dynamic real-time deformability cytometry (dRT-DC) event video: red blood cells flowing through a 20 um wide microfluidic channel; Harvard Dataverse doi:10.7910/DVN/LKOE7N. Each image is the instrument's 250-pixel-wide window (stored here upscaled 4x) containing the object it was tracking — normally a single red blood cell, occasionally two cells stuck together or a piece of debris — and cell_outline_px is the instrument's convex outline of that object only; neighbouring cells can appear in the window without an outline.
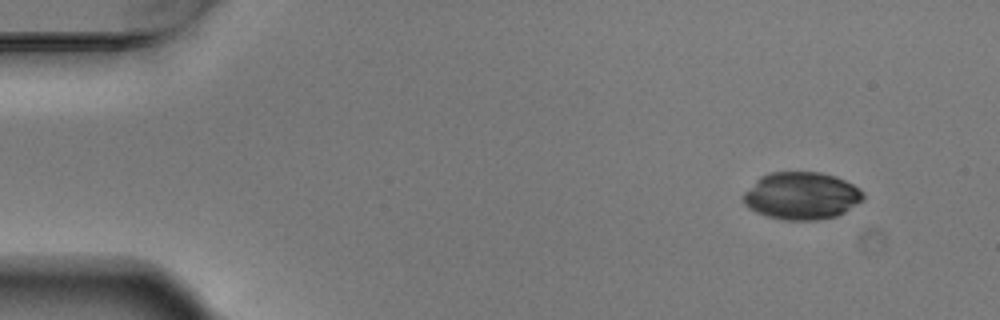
{"species": "Egyptian fruit bat (a non-hibernating species)", "species_latin": "Rousettus aegyptiacus", "temperature_condition": "warm", "stored_images_in_passage": 4, "camera_frame_rate_fps": 3000, "um_per_image_px": 0.085, "animal": {"sex": "male"}, "frame": {"image": 1, "passage_image": 1, "time_ms": 0.0, "image_size_px": [1000, 320], "cell_outline_px": [[864, 200], [844, 212], [836, 216], [816, 220], [784, 220], [768, 216], [756, 212], [748, 208], [744, 204], [744, 192], [760, 176], [768, 172], [820, 172], [836, 176], [860, 188], [864, 192]], "centroid_in_image_um": [68.14, 16.63], "position_along_channel_um": 16.9, "area_um2": 33.23}}